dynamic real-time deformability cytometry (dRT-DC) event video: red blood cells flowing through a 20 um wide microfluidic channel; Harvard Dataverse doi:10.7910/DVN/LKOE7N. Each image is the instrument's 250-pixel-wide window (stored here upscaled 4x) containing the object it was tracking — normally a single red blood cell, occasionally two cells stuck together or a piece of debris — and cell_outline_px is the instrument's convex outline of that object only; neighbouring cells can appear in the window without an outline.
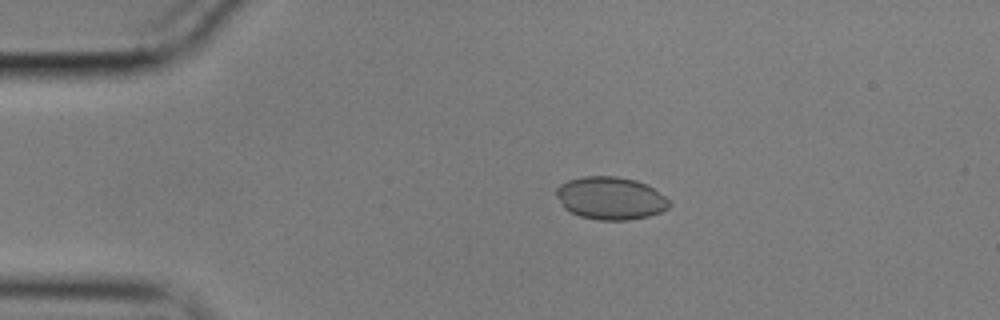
{"species": "common noctule bat (a hibernating species)", "species_latin": "Nyctalus noctula", "temperature_condition": "cold", "stored_images_in_passage": 7, "camera_frame_rate_fps": 3000, "um_per_image_px": 0.085, "animal": {"sex": "male", "body_mass_g": 17.9}, "frame": {"image": 1, "passage_image": 2, "time_ms": 0.333, "image_size_px": [1000, 320], "cell_outline_px": [[672, 204], [668, 208], [660, 212], [648, 216], [628, 220], [600, 220], [580, 216], [568, 212], [564, 208], [556, 196], [556, 188], [560, 184], [568, 180], [584, 176], [616, 176], [636, 180], [652, 188], [664, 196]], "centroid_in_image_um": [51.86, 16.85], "position_along_channel_um": 33.1, "area_um2": 28.09}}